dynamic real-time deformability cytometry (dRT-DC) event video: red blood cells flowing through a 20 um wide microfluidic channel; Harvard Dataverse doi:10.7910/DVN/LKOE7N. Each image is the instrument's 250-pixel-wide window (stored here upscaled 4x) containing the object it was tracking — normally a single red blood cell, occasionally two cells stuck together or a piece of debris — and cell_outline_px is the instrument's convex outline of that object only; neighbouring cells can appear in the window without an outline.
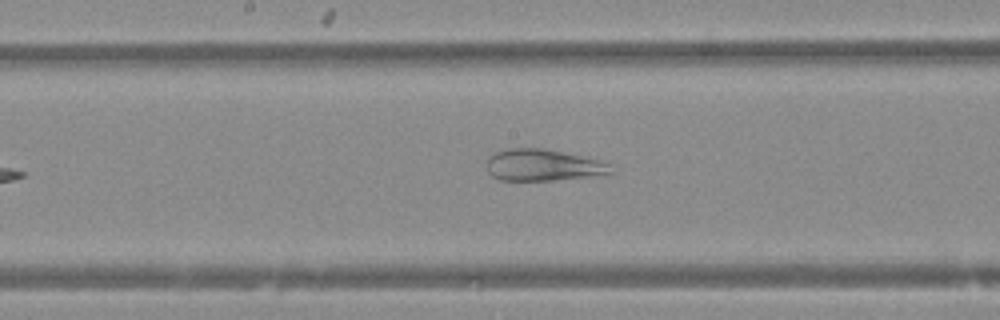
{"species": "Egyptian fruit bat (a non-hibernating species)", "species_latin": "Rousettus aegyptiacus", "temperature_condition": "warm", "stored_images_in_passage": 32, "camera_frame_rate_fps": 3000, "um_per_image_px": 0.085, "animal": {"sex": "female"}, "frame": {"image": 1, "passage_image": 16, "time_ms": 5.0, "image_size_px": [1000, 320], "cell_outline_px": [[616, 172], [588, 176], [552, 180], [500, 180], [492, 176], [488, 172], [488, 160], [496, 152], [508, 148], [544, 148], [580, 156], [596, 160], [608, 164]], "centroid_in_image_um": [46.12, 14.03], "position_along_channel_um": 202.1, "area_um2": 22.37}}
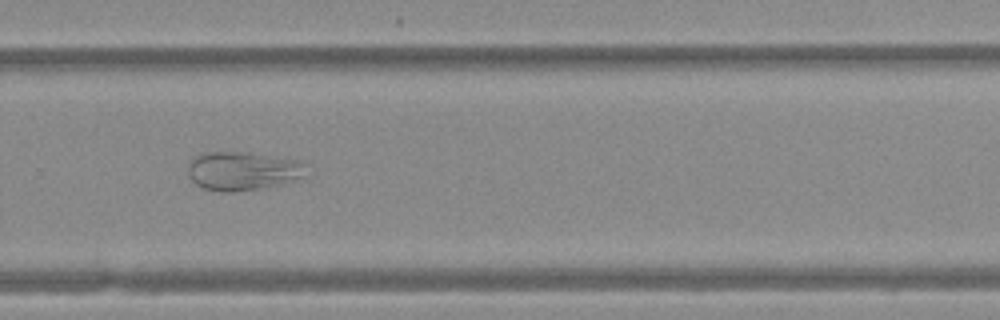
{"frame": {"image": 2, "passage_image": 24, "time_ms": 7.667, "image_size_px": [1000, 320], "cell_outline_px": [[308, 176], [284, 184], [260, 188], [232, 192], [220, 192], [204, 188], [196, 184], [188, 176], [188, 164], [196, 156], [208, 152], [248, 152], [300, 160], [308, 164]], "centroid_in_image_um": [20.72, 14.53], "position_along_channel_um": 309.1, "area_um2": 27.17}}
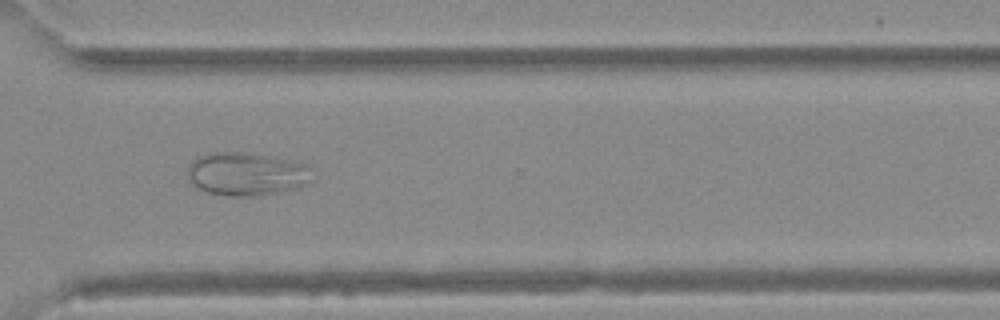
{"frame": {"image": 3, "passage_image": 27, "time_ms": 8.667, "image_size_px": [1000, 320], "cell_outline_px": [[312, 168], [304, 184], [292, 188], [276, 192], [252, 196], [224, 196], [208, 192], [196, 188], [188, 180], [188, 164], [196, 156], [208, 152], [244, 152], [296, 160], [308, 164]], "centroid_in_image_um": [20.86, 14.76], "position_along_channel_um": 349.7, "area_um2": 31.5}}